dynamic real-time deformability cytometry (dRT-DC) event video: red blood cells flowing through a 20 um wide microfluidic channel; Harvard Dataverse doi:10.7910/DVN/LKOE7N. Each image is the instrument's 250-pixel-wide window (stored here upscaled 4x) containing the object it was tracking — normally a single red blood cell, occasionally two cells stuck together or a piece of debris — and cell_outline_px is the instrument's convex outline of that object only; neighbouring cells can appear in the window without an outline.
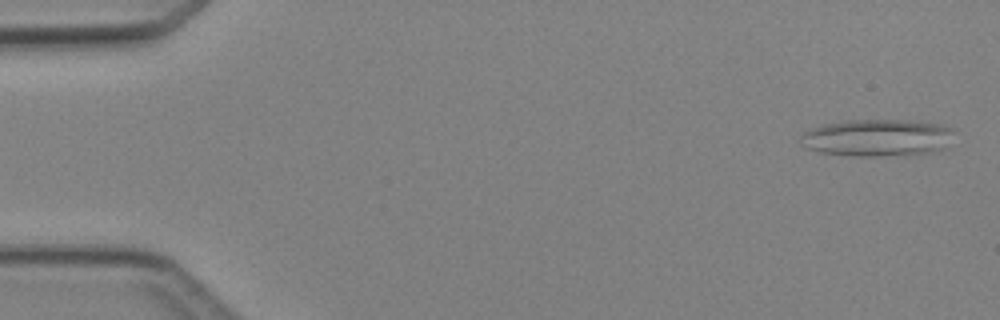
{"species": "Egyptian fruit bat (a non-hibernating species)", "species_latin": "Rousettus aegyptiacus", "temperature_condition": "cold", "stored_images_in_passage": 3, "camera_frame_rate_fps": 3000, "um_per_image_px": 0.085, "animal": {"sex": "female"}, "frame": {"image": 1, "passage_image": 1, "time_ms": 0.0, "image_size_px": [1000, 320], "cell_outline_px": [[952, 132], [944, 148], [940, 152], [904, 156], [848, 156], [820, 152], [808, 148], [796, 140], [804, 132], [812, 128], [844, 120], [904, 120], [940, 124], [952, 128]], "centroid_in_image_um": [74.56, 11.73], "position_along_channel_um": 10.4, "area_um2": 33.52}}